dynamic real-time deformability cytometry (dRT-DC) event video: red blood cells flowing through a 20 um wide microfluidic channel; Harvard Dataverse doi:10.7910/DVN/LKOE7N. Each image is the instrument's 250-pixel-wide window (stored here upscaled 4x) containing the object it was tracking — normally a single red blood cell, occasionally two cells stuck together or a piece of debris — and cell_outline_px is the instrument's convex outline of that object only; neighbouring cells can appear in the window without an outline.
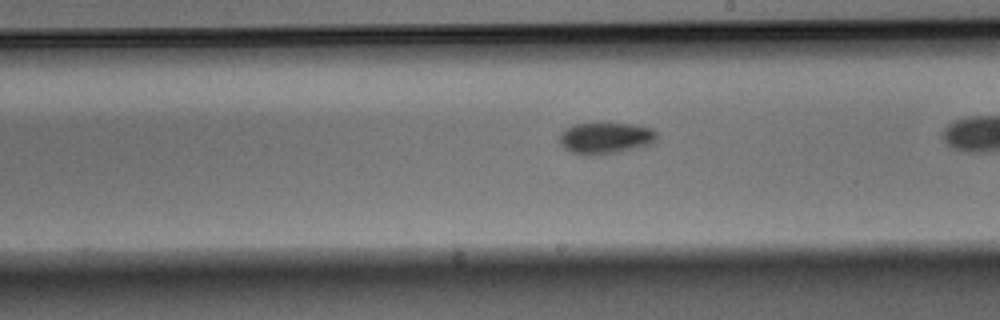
{"species": "Egyptian fruit bat (a non-hibernating species)", "species_latin": "Rousettus aegyptiacus", "temperature_condition": "warm", "stored_images_in_passage": 25, "camera_frame_rate_fps": 3000, "um_per_image_px": 0.085, "animal": {"sex": "male"}, "frame": {"image": 1, "passage_image": 15, "time_ms": 4.667, "image_size_px": [1000, 320], "cell_outline_px": [[660, 140], [656, 144], [644, 148], [604, 156], [580, 156], [568, 152], [556, 140], [556, 136], [568, 124], [588, 120], [608, 120], [640, 124], [656, 128], [660, 136]], "centroid_in_image_um": [51.51, 11.69], "position_along_channel_um": 237.5, "area_um2": 20.92}}
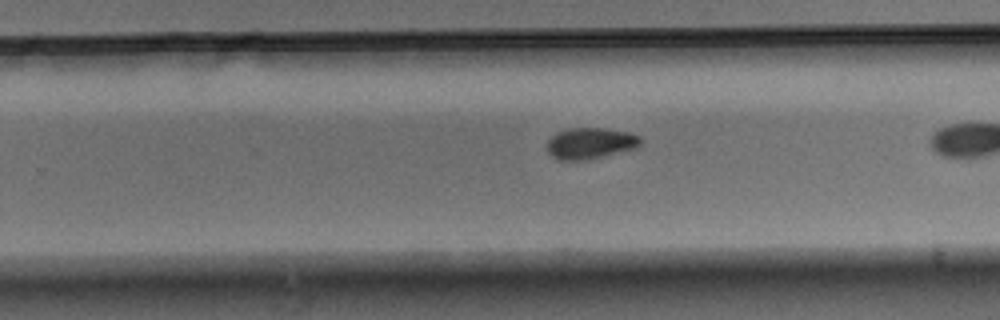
{"frame": {"image": 2, "passage_image": 18, "time_ms": 5.667, "image_size_px": [1000, 320], "cell_outline_px": [[644, 140], [640, 148], [588, 160], [556, 160], [548, 152], [544, 144], [548, 136], [560, 128], [612, 128], [632, 132], [644, 136]], "centroid_in_image_um": [50.21, 12.16], "position_along_channel_um": 279.6, "area_um2": 18.32}}